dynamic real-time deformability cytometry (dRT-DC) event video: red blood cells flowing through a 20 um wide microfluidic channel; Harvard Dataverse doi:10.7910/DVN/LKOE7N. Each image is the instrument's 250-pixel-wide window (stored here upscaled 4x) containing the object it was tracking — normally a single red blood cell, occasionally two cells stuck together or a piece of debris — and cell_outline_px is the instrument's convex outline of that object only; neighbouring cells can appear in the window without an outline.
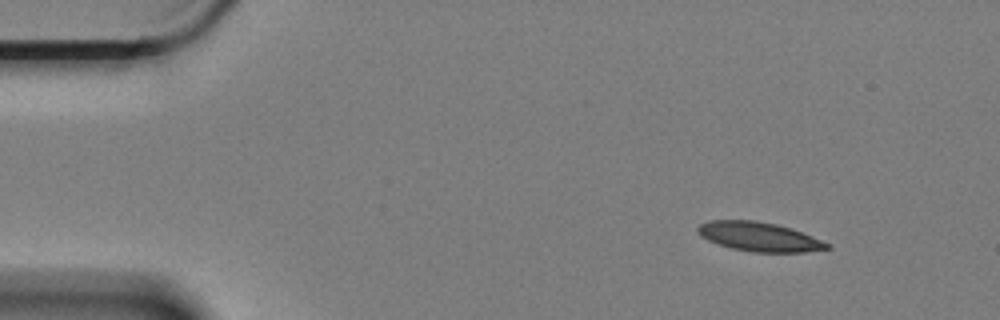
{"species": "Egyptian fruit bat (a non-hibernating species)", "species_latin": "Rousettus aegyptiacus", "temperature_condition": "cold", "stored_images_in_passage": 4, "camera_frame_rate_fps": 3000, "um_per_image_px": 0.085, "animal": {"sex": "female"}, "frame": {"image": 1, "passage_image": 1, "time_ms": 0.0, "image_size_px": [1000, 320], "cell_outline_px": [[832, 248], [804, 252], [752, 252], [732, 248], [708, 240], [700, 236], [696, 232], [696, 228], [700, 224], [708, 220], [756, 220], [776, 224], [792, 228], [832, 244]], "centroid_in_image_um": [64.54, 20.11], "position_along_channel_um": 20.5, "area_um2": 22.14}}
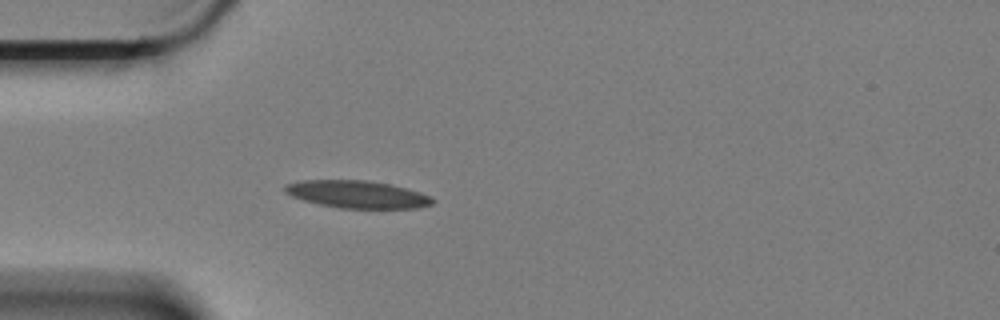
{"frame": {"image": 2, "passage_image": 4, "time_ms": 1.0, "image_size_px": [1000, 320], "cell_outline_px": [[436, 200], [432, 204], [416, 208], [340, 208], [320, 204], [304, 200], [292, 196], [284, 192], [284, 184], [300, 180], [364, 180], [388, 184], [420, 192], [432, 196]], "centroid_in_image_um": [30.35, 16.51], "position_along_channel_um": 54.6, "area_um2": 23.52}}